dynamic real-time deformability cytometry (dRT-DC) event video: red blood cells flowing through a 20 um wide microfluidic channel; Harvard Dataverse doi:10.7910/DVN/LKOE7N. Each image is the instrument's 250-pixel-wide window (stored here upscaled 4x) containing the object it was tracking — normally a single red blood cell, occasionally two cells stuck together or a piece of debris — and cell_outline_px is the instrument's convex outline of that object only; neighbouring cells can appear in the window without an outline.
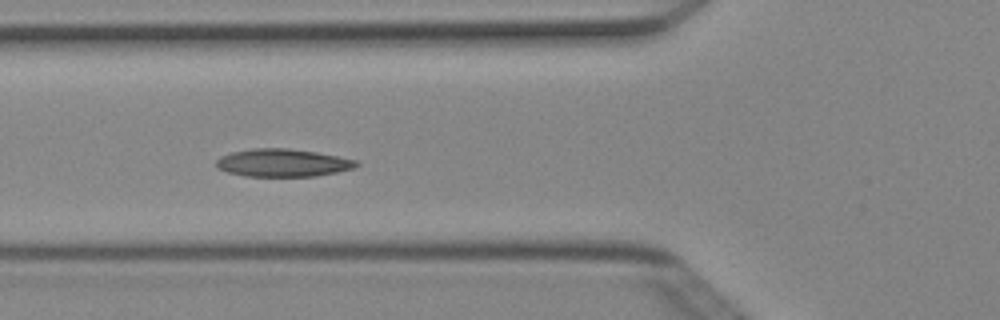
{"species": "Egyptian fruit bat (a non-hibernating species)", "species_latin": "Rousettus aegyptiacus", "temperature_condition": "cold", "stored_images_in_passage": 7, "camera_frame_rate_fps": 3000, "um_per_image_px": 0.085, "animal": {"sex": "female"}, "frame": {"image": 1, "passage_image": 6, "time_ms": 1.667, "image_size_px": [1000, 320], "cell_outline_px": [[360, 164], [352, 168], [336, 172], [316, 176], [244, 176], [228, 172], [216, 168], [216, 160], [220, 156], [232, 152], [252, 148], [288, 148], [316, 152], [356, 160]], "centroid_in_image_um": [23.99, 13.83], "position_along_channel_um": 101.8, "area_um2": 22.6}}
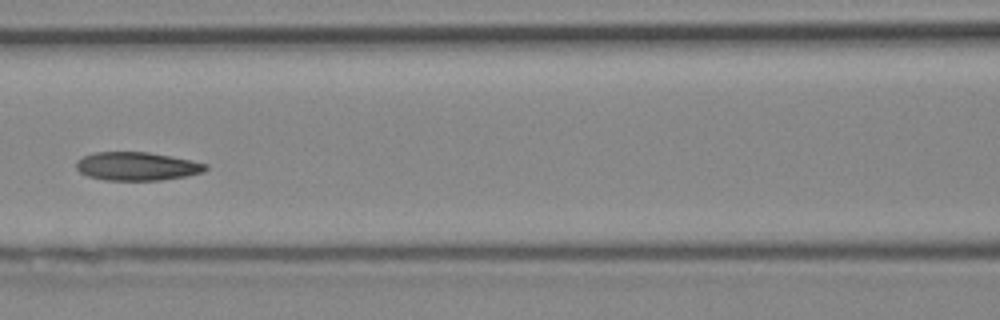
{"frame": {"image": 2, "passage_image": 7, "time_ms": 2.0, "image_size_px": [1000, 320], "cell_outline_px": [[208, 168], [204, 172], [188, 176], [160, 180], [104, 180], [88, 176], [80, 172], [76, 168], [76, 160], [84, 156], [96, 152], [148, 152], [192, 160], [208, 164]], "centroid_in_image_um": [11.66, 14.13], "position_along_channel_um": 154.9, "area_um2": 21.5}}